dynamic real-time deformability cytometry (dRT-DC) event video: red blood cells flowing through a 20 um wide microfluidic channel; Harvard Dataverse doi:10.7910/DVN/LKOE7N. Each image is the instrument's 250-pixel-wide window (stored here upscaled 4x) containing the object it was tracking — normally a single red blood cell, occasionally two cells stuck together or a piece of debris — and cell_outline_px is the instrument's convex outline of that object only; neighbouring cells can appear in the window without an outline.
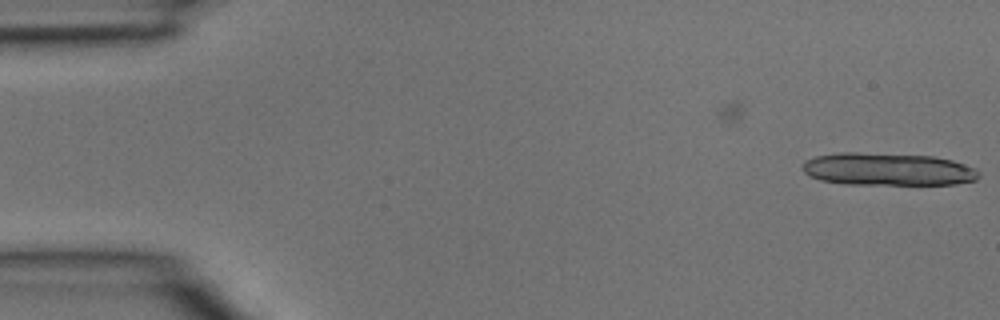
{"species": "common noctule bat (a hibernating species)", "species_latin": "Nyctalus noctula", "temperature_condition": "room temperature", "stored_images_in_passage": 4, "camera_frame_rate_fps": 3000, "um_per_image_px": 0.085, "animal": {"sex": "male", "body_mass_g": 15.6}, "frame": {"image": 1, "passage_image": 1, "time_ms": 0.0, "image_size_px": [1000, 320], "cell_outline_px": [[980, 176], [976, 180], [956, 184], [848, 184], [820, 180], [804, 172], [800, 168], [804, 160], [816, 156], [840, 152], [856, 152], [936, 156], [952, 160], [976, 168], [980, 172]], "centroid_in_image_um": [75.47, 14.38], "position_along_channel_um": 9.5, "area_um2": 33.76}}